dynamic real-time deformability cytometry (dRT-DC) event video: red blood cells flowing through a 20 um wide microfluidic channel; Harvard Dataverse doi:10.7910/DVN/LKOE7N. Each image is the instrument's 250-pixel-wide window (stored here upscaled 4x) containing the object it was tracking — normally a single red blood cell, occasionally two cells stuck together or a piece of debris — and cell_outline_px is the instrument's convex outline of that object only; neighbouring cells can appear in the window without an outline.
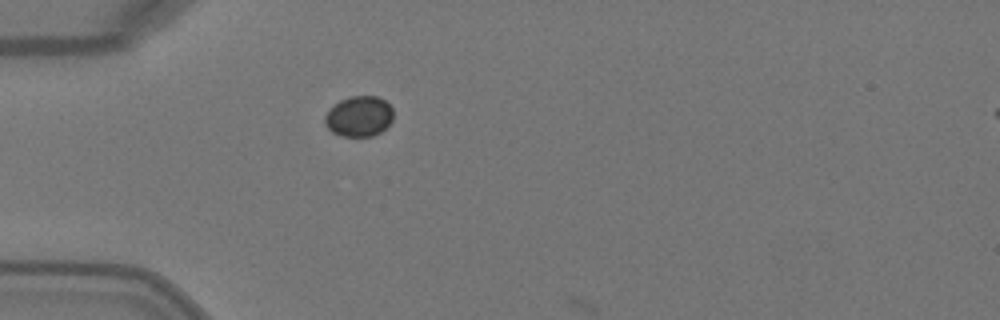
{"species": "Egyptian fruit bat (a non-hibernating species)", "species_latin": "Rousettus aegyptiacus", "temperature_condition": "warm", "stored_images_in_passage": 2, "camera_frame_rate_fps": 3000, "um_per_image_px": 0.085, "animal": {"sex": "female"}, "frame": {"image": 1, "passage_image": 1, "time_ms": 0.0, "image_size_px": [1000, 320], "cell_outline_px": [[392, 120], [380, 132], [372, 136], [340, 136], [332, 132], [324, 124], [324, 116], [340, 100], [348, 96], [376, 96], [384, 100], [392, 108]], "centroid_in_image_um": [30.5, 9.89], "position_along_channel_um": 54.5, "area_um2": 16.01}}